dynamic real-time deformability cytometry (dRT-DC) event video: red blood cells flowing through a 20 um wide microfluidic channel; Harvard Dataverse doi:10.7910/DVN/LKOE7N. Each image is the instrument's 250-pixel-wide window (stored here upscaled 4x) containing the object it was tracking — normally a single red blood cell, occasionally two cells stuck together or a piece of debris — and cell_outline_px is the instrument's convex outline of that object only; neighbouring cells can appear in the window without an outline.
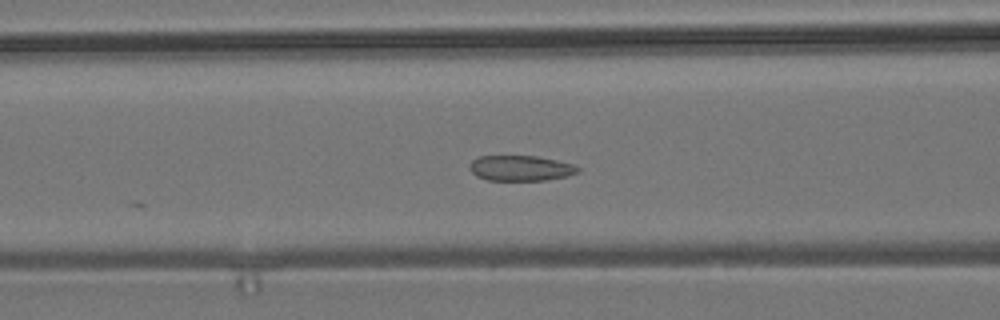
{"species": "common noctule bat (a hibernating species)", "species_latin": "Nyctalus noctula", "temperature_condition": "room temperature", "stored_images_in_passage": 26, "camera_frame_rate_fps": 3000, "um_per_image_px": 0.085, "animal": {"sex": "male", "body_mass_g": 19.2, "forearm_length_mm": 51.8}, "frame": {"image": 1, "passage_image": 22, "time_ms": 7.0, "image_size_px": [1000, 320], "cell_outline_px": [[580, 172], [568, 176], [544, 180], [488, 180], [476, 176], [468, 168], [472, 160], [480, 156], [536, 156], [556, 160], [572, 164], [580, 168]], "centroid_in_image_um": [44.25, 14.29], "position_along_channel_um": 122.3, "area_um2": 16.01}}
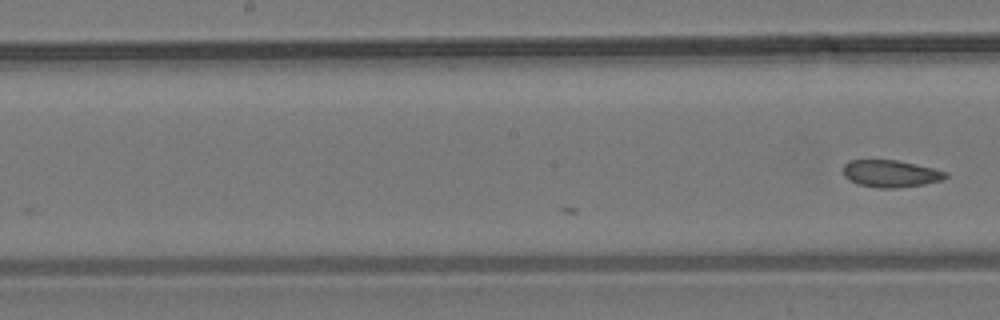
{"frame": {"image": 2, "passage_image": 26, "time_ms": 8.333, "image_size_px": [1000, 320], "cell_outline_px": [[948, 176], [940, 180], [924, 184], [896, 188], [880, 188], [860, 184], [848, 180], [844, 176], [844, 164], [848, 160], [896, 160], [932, 168], [948, 172]], "centroid_in_image_um": [75.69, 14.75], "position_along_channel_um": 172.5, "area_um2": 16.01}}